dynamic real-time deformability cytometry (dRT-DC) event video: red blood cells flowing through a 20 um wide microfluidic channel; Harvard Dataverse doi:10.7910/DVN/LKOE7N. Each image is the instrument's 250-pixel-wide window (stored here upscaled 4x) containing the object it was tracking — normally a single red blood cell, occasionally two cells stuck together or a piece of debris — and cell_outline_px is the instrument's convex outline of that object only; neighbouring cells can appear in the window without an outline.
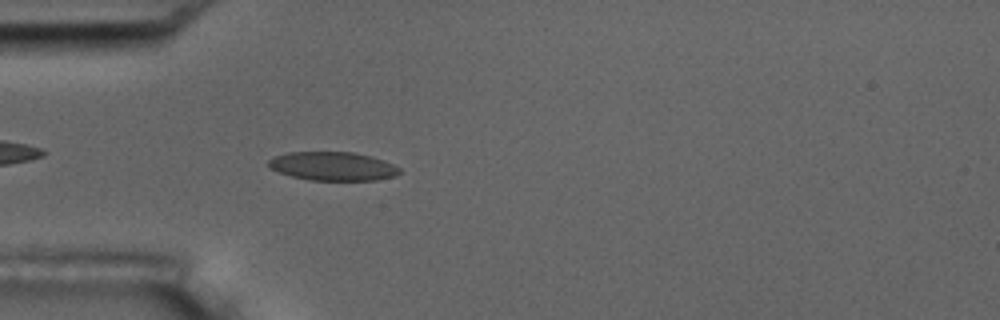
{"species": "common noctule bat (a hibernating species)", "species_latin": "Nyctalus noctula", "temperature_condition": "room temperature", "stored_images_in_passage": 5, "camera_frame_rate_fps": 3000, "um_per_image_px": 0.085, "animal": {"sex": "male", "body_mass_g": 17.5, "forearm_length_mm": 52.3}, "frame": {"image": 1, "passage_image": 5, "time_ms": 4.667, "image_size_px": [1000, 320], "cell_outline_px": [[400, 172], [396, 176], [376, 180], [312, 180], [292, 176], [280, 172], [272, 168], [268, 164], [268, 160], [272, 156], [288, 152], [352, 152], [372, 156], [384, 160], [400, 168]], "centroid_in_image_um": [28.31, 14.12], "position_along_channel_um": 56.7, "area_um2": 21.85}}